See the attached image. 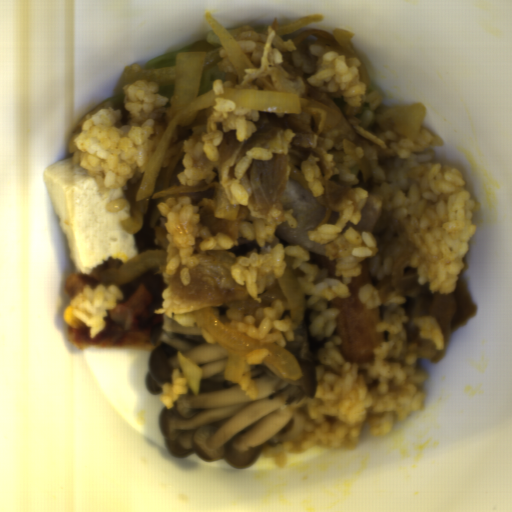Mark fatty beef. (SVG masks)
I'll return each mask as SVG.
<instances>
[{
	"label": "fatty beef",
	"mask_w": 512,
	"mask_h": 512,
	"mask_svg": "<svg viewBox=\"0 0 512 512\" xmlns=\"http://www.w3.org/2000/svg\"><path fill=\"white\" fill-rule=\"evenodd\" d=\"M277 17L263 32L265 43L259 63L244 69V77L234 87L296 93L299 113L259 110L254 131L244 140L236 133H224L213 160L193 185L182 184L185 168L183 146L188 138L201 141L216 102L199 113L186 126H175L167 138L153 190L144 199L136 193L140 176L126 184L124 195L105 209L126 208L131 216L121 227L135 238L137 255L128 261L107 257L88 275L96 276L107 287L132 282L148 269H158L166 287L156 314L167 315L184 326L196 323L193 312L203 307L225 324L253 316L259 327L263 310L276 300H287L276 281L255 301L247 287L236 283L231 269L240 257L253 253L260 243L243 237L241 223L259 222L269 209H288L294 227L275 224V234L285 247L301 245L309 260L325 275L333 276L337 261L328 257L324 244L310 234L329 224L342 231L369 234L376 241L375 251L362 264L367 265L372 284L358 292L366 308L378 307L389 359L398 360L407 352L428 362L440 361L451 335L477 313L464 283L467 266L459 272L455 289L449 294L430 290V282L419 283L411 266L414 246L397 217L386 210L377 196L385 182L387 161L395 151L386 131L376 122L382 98L370 90L372 80L352 46L353 35L336 28L331 33L319 28L277 35ZM334 48L362 63L360 79L367 85L359 107H351L342 91L325 92L311 85L307 77L315 70L317 58L310 45ZM191 196L198 206L202 224L210 234L232 236L229 249L200 250L189 271L190 281L182 286L180 271L167 273L165 223L158 203L169 197Z\"/></svg>",
	"instance_id": "obj_1"
},
{
	"label": "fatty beef",
	"mask_w": 512,
	"mask_h": 512,
	"mask_svg": "<svg viewBox=\"0 0 512 512\" xmlns=\"http://www.w3.org/2000/svg\"><path fill=\"white\" fill-rule=\"evenodd\" d=\"M120 85V84H119ZM125 96L123 94L122 86H118L117 90L114 94L106 99L105 101L97 104L90 112H88L83 118V122L102 110L103 108H117L120 113V117L118 119L117 125L120 128L129 124L130 120V112L125 108L124 105Z\"/></svg>",
	"instance_id": "obj_2"
},
{
	"label": "fatty beef",
	"mask_w": 512,
	"mask_h": 512,
	"mask_svg": "<svg viewBox=\"0 0 512 512\" xmlns=\"http://www.w3.org/2000/svg\"><path fill=\"white\" fill-rule=\"evenodd\" d=\"M192 51H204L205 59L203 68L216 67L218 60L221 57L220 47L207 41V39L198 41L190 45Z\"/></svg>",
	"instance_id": "obj_3"
}]
</instances>
